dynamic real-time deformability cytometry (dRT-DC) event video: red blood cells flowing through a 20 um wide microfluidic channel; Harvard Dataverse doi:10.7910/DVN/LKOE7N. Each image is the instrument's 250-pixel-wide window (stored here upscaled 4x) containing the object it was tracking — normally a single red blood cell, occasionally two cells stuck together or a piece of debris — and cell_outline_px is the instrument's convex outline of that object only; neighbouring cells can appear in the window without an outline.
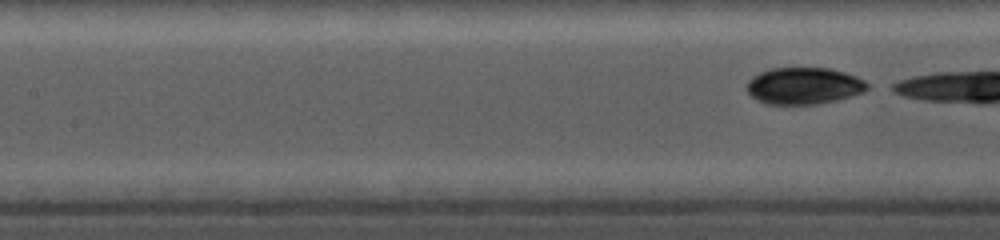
{"species": "common noctule bat (a hibernating species)", "species_latin": "Nyctalus noctula", "temperature_condition": "cold", "stored_images_in_passage": 9, "camera_frame_rate_fps": 5000, "um_per_image_px": 0.085, "animal": {"sex": "female", "body_mass_g": 19.0, "forearm_length_mm": 56.7}, "frame": {"image": 1, "passage_image": 9, "time_ms": 2.2, "image_size_px": [1000, 240], "cell_outline_px": [[868, 88], [864, 92], [836, 100], [816, 104], [764, 104], [752, 96], [744, 88], [748, 80], [752, 76], [768, 68], [828, 68], [844, 72], [856, 76], [864, 80], [868, 84]], "centroid_in_image_um": [68.29, 7.29], "position_along_channel_um": 139.1, "area_um2": 25.95}}